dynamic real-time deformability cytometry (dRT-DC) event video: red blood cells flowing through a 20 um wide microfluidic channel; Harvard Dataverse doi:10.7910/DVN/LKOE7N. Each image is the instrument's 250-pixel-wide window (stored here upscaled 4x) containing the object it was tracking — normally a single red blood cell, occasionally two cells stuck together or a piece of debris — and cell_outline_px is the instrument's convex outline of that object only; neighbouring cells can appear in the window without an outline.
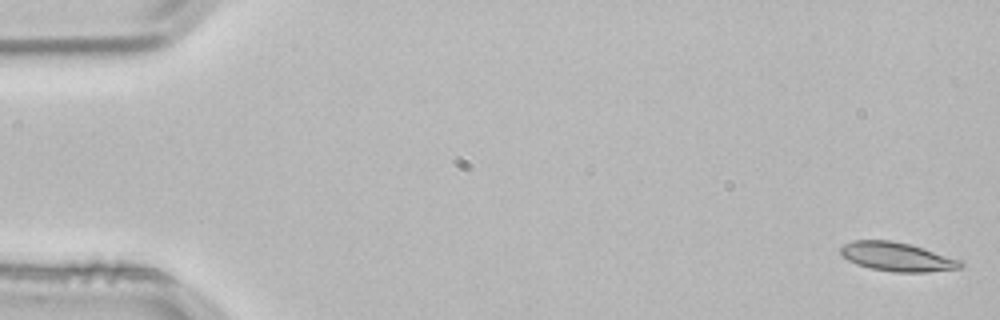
{"species": "common noctule bat (a hibernating species)", "species_latin": "Nyctalus noctula", "temperature_condition": "room temperature", "stored_images_in_passage": 3, "camera_frame_rate_fps": 3000, "um_per_image_px": 0.085, "animal": {"sex": "male", "body_mass_g": 21.5, "forearm_length_mm": 52.0}, "frame": {"image": 1, "passage_image": 1, "time_ms": 0.0, "image_size_px": [1000, 320], "cell_outline_px": [[964, 264], [960, 268], [924, 272], [896, 272], [872, 268], [856, 264], [840, 256], [840, 248], [844, 244], [852, 240], [892, 240], [912, 244], [964, 260]], "centroid_in_image_um": [76.27, 21.81], "position_along_channel_um": 8.7, "area_um2": 20.46}}
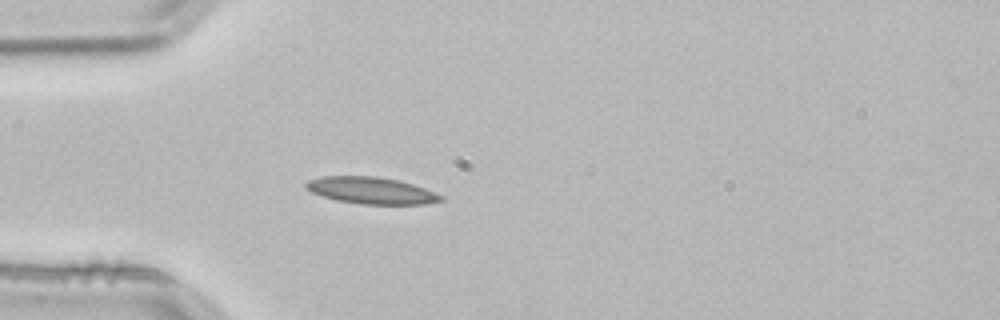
{"frame": {"image": 2, "passage_image": 3, "time_ms": 0.667, "image_size_px": [1000, 320], "cell_outline_px": [[444, 200], [424, 204], [360, 204], [336, 200], [312, 192], [304, 184], [308, 180], [324, 176], [376, 176], [400, 180], [424, 188], [444, 196]], "centroid_in_image_um": [31.58, 16.19], "position_along_channel_um": 53.4, "area_um2": 20.92}}